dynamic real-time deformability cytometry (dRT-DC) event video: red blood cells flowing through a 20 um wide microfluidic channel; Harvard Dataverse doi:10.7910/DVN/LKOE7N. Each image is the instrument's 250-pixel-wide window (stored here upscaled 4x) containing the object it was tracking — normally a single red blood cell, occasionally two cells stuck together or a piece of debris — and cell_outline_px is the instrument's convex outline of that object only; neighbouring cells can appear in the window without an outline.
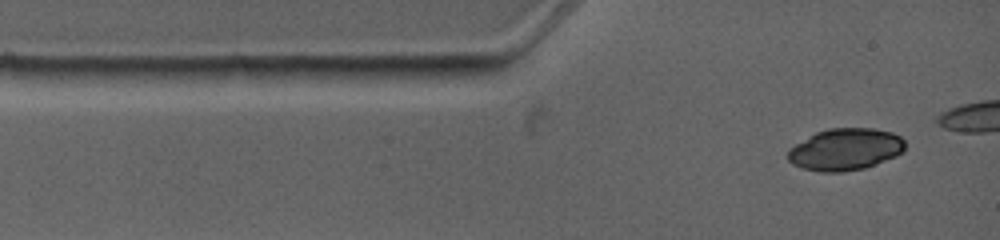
{"species": "common noctule bat (a hibernating species)", "species_latin": "Nyctalus noctula", "temperature_condition": "warm", "stored_images_in_passage": 4, "camera_frame_rate_fps": 4500, "um_per_image_px": 0.085, "animal": {"sex": "female", "body_mass_g": 19.0, "forearm_length_mm": 53.3}, "frame": {"image": 1, "passage_image": 1, "time_ms": 0.0, "image_size_px": [1000, 240], "cell_outline_px": [[904, 152], [896, 156], [876, 164], [864, 168], [844, 172], [820, 172], [804, 168], [792, 164], [788, 160], [788, 148], [816, 132], [828, 128], [872, 128], [892, 132], [900, 136], [904, 140]], "centroid_in_image_um": [71.85, 12.7], "position_along_channel_um": 13.1, "area_um2": 28.73}}